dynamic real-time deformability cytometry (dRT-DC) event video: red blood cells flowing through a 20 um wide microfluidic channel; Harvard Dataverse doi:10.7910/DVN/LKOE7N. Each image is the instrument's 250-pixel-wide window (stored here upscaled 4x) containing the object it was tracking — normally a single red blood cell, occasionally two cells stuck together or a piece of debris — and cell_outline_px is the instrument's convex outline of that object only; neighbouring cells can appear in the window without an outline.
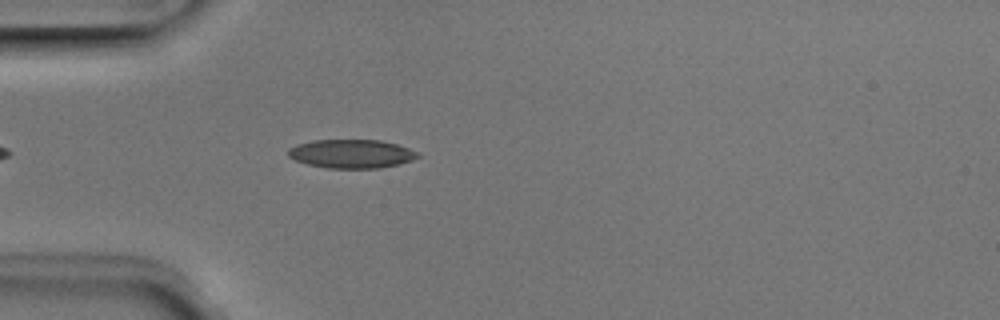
{"species": "Egyptian fruit bat (a non-hibernating species)", "species_latin": "Rousettus aegyptiacus", "temperature_condition": "room temperature", "stored_images_in_passage": 40, "camera_frame_rate_fps": 3000, "um_per_image_px": 0.085, "animal": {"sex": "male"}, "frame": {"image": 1, "passage_image": 6, "time_ms": 1.667, "image_size_px": [1000, 320], "cell_outline_px": [[420, 156], [412, 160], [380, 168], [328, 168], [308, 164], [296, 160], [288, 156], [288, 148], [296, 144], [312, 140], [380, 140], [396, 144], [408, 148], [416, 152]], "centroid_in_image_um": [29.83, 13.06], "position_along_channel_um": 55.2, "area_um2": 21.5}}
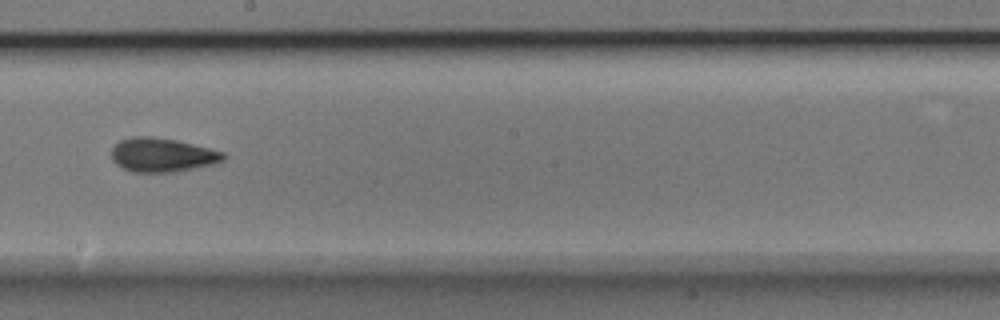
{"frame": {"image": 2, "passage_image": 20, "time_ms": 6.333, "image_size_px": [1000, 320], "cell_outline_px": [[228, 156], [224, 160], [212, 164], [172, 172], [132, 172], [116, 164], [112, 160], [112, 148], [120, 140], [132, 136], [152, 136], [176, 140], [224, 152]], "centroid_in_image_um": [13.77, 13.16], "position_along_channel_um": 234.4, "area_um2": 22.02}}
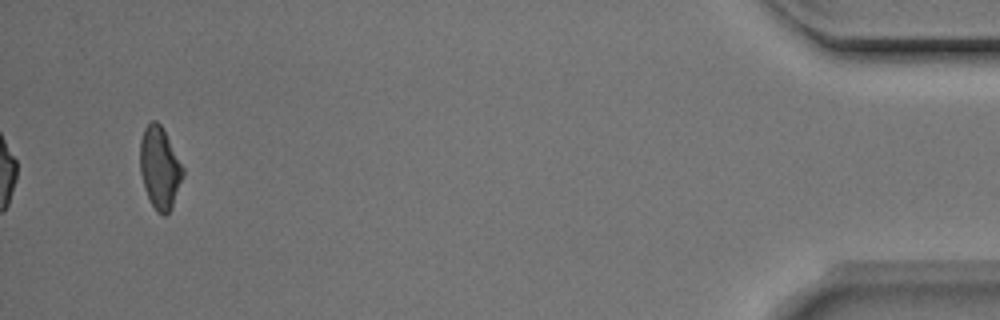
{"frame": {"image": 3, "passage_image": 40, "time_ms": 13.0, "image_size_px": [1000, 320], "cell_outline_px": [[184, 176], [172, 208], [164, 216], [156, 212], [144, 188], [140, 172], [140, 140], [144, 128], [152, 120], [156, 120], [160, 124], [184, 168]], "centroid_in_image_um": [13.58, 14.29], "position_along_channel_um": 421.6, "area_um2": 20.46}, "authors_computed_cell_mechanics": {"area_um2": 21.097, "velocity_mm_per_s": 3.9871, "shape_relaxation_time_tau1_ms": 3.6624, "shape_relaxation_time_tau2_ms": 2.084, "deformation_change_tau1": 0.1329, "deformation_change_tau2": 0.0728}}